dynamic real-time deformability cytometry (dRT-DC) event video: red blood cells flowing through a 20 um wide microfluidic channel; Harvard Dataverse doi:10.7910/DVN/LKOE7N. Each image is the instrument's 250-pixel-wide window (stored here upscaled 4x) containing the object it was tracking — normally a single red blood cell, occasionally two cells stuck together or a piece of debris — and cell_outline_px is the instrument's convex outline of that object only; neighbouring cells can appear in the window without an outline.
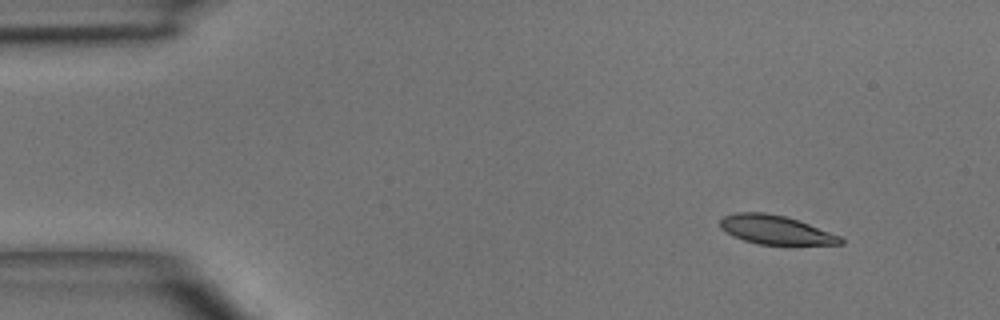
{"species": "common noctule bat (a hibernating species)", "species_latin": "Nyctalus noctula", "temperature_condition": "room temperature", "stored_images_in_passage": 3, "camera_frame_rate_fps": 3000, "um_per_image_px": 0.085, "animal": {"sex": "male", "body_mass_g": 15.6}, "frame": {"image": 1, "passage_image": 1, "time_ms": 0.0, "image_size_px": [1000, 320], "cell_outline_px": [[844, 244], [756, 244], [732, 236], [720, 228], [720, 220], [724, 216], [736, 212], [764, 212], [784, 216], [800, 220], [840, 236], [844, 240]], "centroid_in_image_um": [65.9, 19.53], "position_along_channel_um": 19.1, "area_um2": 20.23}}